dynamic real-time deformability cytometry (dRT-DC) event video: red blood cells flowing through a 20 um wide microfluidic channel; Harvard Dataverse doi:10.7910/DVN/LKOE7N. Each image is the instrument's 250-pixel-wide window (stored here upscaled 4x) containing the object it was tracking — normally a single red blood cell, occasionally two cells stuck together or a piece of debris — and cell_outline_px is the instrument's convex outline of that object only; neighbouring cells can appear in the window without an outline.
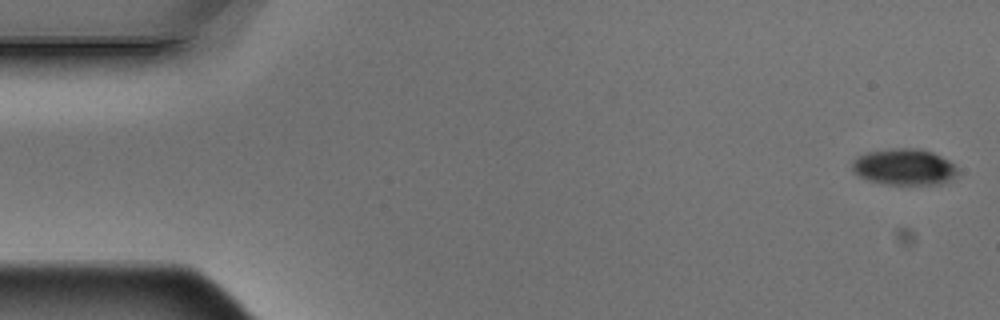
{"species": "Egyptian fruit bat (a non-hibernating species)", "species_latin": "Rousettus aegyptiacus", "temperature_condition": "warm", "stored_images_in_passage": 5, "camera_frame_rate_fps": 3000, "um_per_image_px": 0.085, "animal": {"sex": "male"}, "frame": {"image": 1, "passage_image": 1, "time_ms": 0.0, "image_size_px": [1000, 320], "cell_outline_px": [[960, 172], [952, 180], [940, 184], [880, 184], [868, 180], [860, 176], [852, 168], [852, 160], [868, 152], [892, 148], [920, 148], [932, 152], [948, 160]], "centroid_in_image_um": [76.88, 14.19], "position_along_channel_um": 8.1, "area_um2": 22.31}}
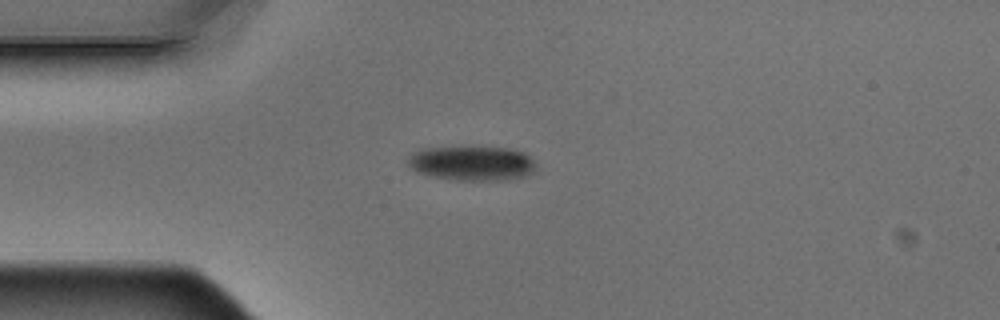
{"frame": {"image": 2, "passage_image": 4, "time_ms": 1.0, "image_size_px": [1000, 320], "cell_outline_px": [[536, 172], [512, 180], [452, 180], [428, 176], [416, 172], [408, 168], [408, 160], [412, 152], [424, 148], [508, 148], [524, 152], [536, 160]], "centroid_in_image_um": [40.14, 13.91], "position_along_channel_um": 44.9, "area_um2": 26.13}}
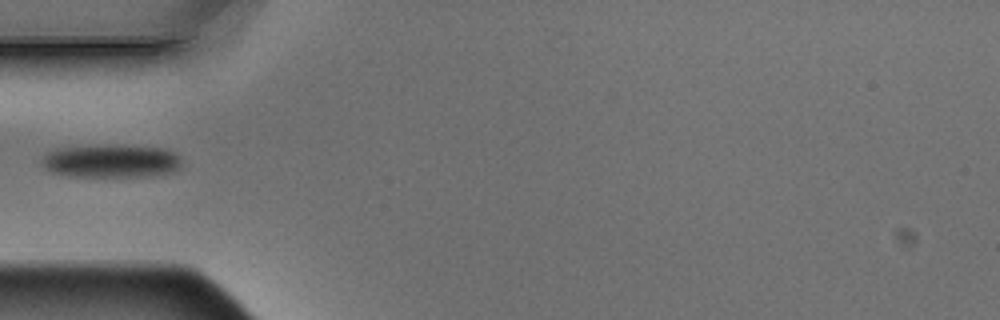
{"frame": {"image": 3, "passage_image": 5, "time_ms": 1.333, "image_size_px": [1000, 320], "cell_outline_px": [[180, 168], [172, 172], [156, 176], [68, 176], [52, 172], [44, 168], [40, 164], [44, 156], [48, 152], [56, 148], [108, 144], [124, 144], [164, 148], [180, 156]], "centroid_in_image_um": [9.45, 13.67], "position_along_channel_um": 75.5, "area_um2": 27.57}}